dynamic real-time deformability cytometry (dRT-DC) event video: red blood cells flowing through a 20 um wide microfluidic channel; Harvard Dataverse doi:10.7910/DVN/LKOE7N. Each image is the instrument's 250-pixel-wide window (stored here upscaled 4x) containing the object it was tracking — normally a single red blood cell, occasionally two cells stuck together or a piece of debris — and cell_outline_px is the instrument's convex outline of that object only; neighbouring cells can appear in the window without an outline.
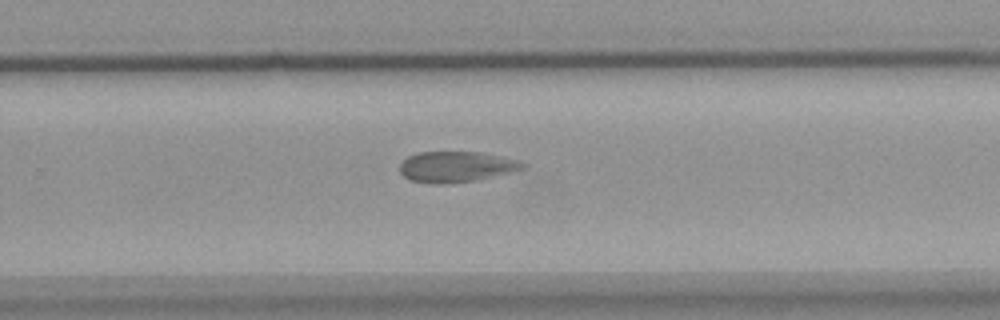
{"species": "common noctule bat (a hibernating species)", "species_latin": "Nyctalus noctula", "temperature_condition": "warm", "stored_images_in_passage": 10, "camera_frame_rate_fps": 3000, "um_per_image_px": 0.085, "animal": {"sex": "female", "body_mass_g": 18.4}, "frame": {"image": 1, "passage_image": 10, "time_ms": 11.333, "image_size_px": [1000, 320], "cell_outline_px": [[528, 168], [512, 172], [476, 180], [440, 184], [436, 184], [408, 180], [400, 172], [400, 164], [408, 156], [416, 152], [480, 152], [520, 160], [528, 164]], "centroid_in_image_um": [38.82, 14.17], "position_along_channel_um": 291.0, "area_um2": 22.2}}